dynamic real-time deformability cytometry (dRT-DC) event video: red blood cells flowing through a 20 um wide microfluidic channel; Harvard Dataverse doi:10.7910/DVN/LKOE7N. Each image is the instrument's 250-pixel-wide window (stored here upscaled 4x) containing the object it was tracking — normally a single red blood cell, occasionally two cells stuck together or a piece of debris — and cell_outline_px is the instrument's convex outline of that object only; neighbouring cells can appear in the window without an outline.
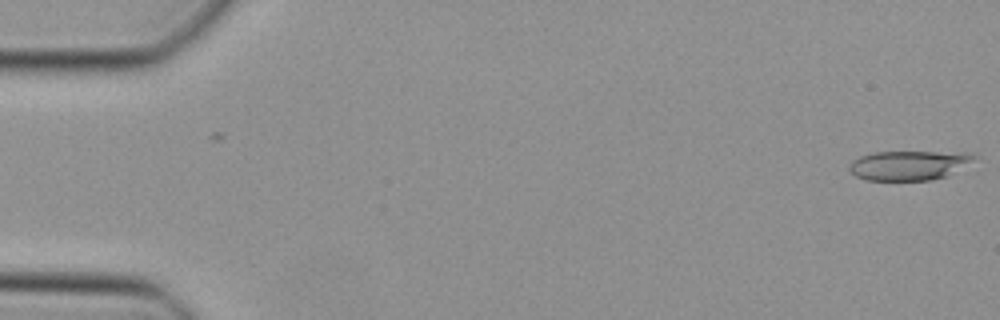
{"species": "Egyptian fruit bat (a non-hibernating species)", "species_latin": "Rousettus aegyptiacus", "temperature_condition": "cold", "stored_images_in_passage": 2, "camera_frame_rate_fps": 3000, "um_per_image_px": 0.085, "animal": {"sex": "female"}, "frame": {"image": 1, "passage_image": 1, "time_ms": 0.0, "image_size_px": [1000, 320], "cell_outline_px": [[976, 156], [972, 160], [944, 176], [928, 180], [864, 180], [856, 176], [848, 168], [852, 160], [860, 156], [872, 152], [972, 152]], "centroid_in_image_um": [77.18, 14.04], "position_along_channel_um": 7.8, "area_um2": 21.1}}